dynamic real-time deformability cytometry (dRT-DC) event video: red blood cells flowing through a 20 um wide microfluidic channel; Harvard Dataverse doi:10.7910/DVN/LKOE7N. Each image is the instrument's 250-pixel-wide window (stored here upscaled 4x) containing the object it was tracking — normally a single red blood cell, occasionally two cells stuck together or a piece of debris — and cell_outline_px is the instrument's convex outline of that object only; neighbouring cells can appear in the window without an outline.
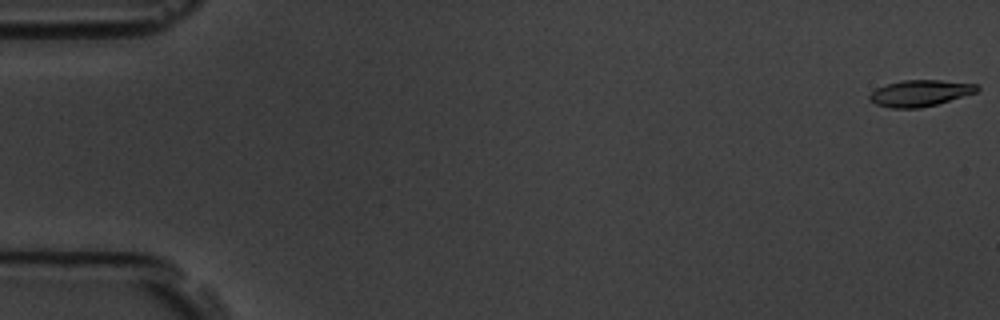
{"species": "common noctule bat (a hibernating species)", "species_latin": "Nyctalus noctula", "temperature_condition": "room temperature", "stored_images_in_passage": 7, "camera_frame_rate_fps": 3000, "um_per_image_px": 0.085, "animal": {"sex": "male", "body_mass_g": 19.5, "forearm_length_mm": 54.6}, "frame": {"image": 1, "passage_image": 1, "time_ms": 0.0, "image_size_px": [1000, 320], "cell_outline_px": [[980, 88], [976, 92], [936, 104], [920, 108], [892, 108], [876, 104], [868, 100], [868, 96], [876, 88], [888, 84], [904, 80], [940, 80], [976, 84]], "centroid_in_image_um": [78.17, 7.92], "position_along_channel_um": 6.8, "area_um2": 16.3}}
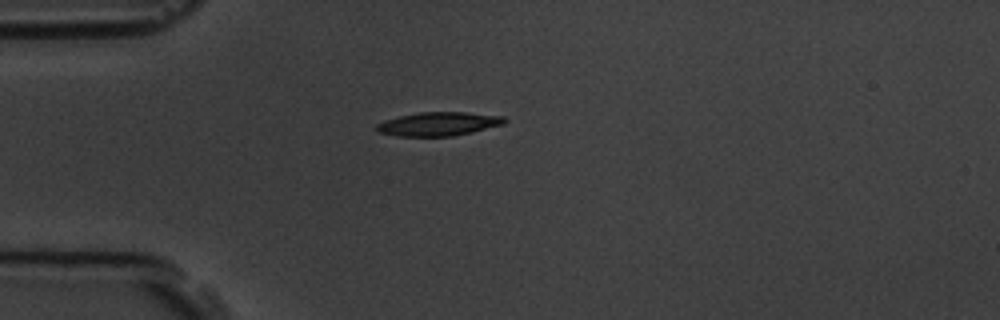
{"frame": {"image": 2, "passage_image": 5, "time_ms": 4.667, "image_size_px": [1000, 320], "cell_outline_px": [[508, 120], [504, 124], [452, 136], [396, 136], [380, 132], [376, 128], [376, 124], [384, 120], [400, 116], [420, 112], [464, 112], [504, 116]], "centroid_in_image_um": [37.28, 10.53], "position_along_channel_um": 47.7, "area_um2": 17.51}}
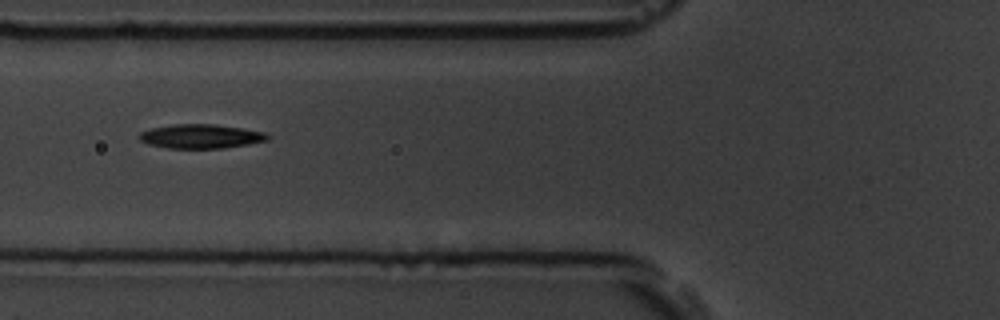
{"frame": {"image": 3, "passage_image": 7, "time_ms": 6.667, "image_size_px": [1000, 320], "cell_outline_px": [[272, 136], [268, 140], [248, 144], [224, 148], [168, 148], [148, 144], [140, 140], [136, 136], [140, 132], [152, 128], [172, 124], [212, 124], [244, 128], [264, 132]], "centroid_in_image_um": [17.07, 11.58], "position_along_channel_um": 108.7, "area_um2": 18.15}}